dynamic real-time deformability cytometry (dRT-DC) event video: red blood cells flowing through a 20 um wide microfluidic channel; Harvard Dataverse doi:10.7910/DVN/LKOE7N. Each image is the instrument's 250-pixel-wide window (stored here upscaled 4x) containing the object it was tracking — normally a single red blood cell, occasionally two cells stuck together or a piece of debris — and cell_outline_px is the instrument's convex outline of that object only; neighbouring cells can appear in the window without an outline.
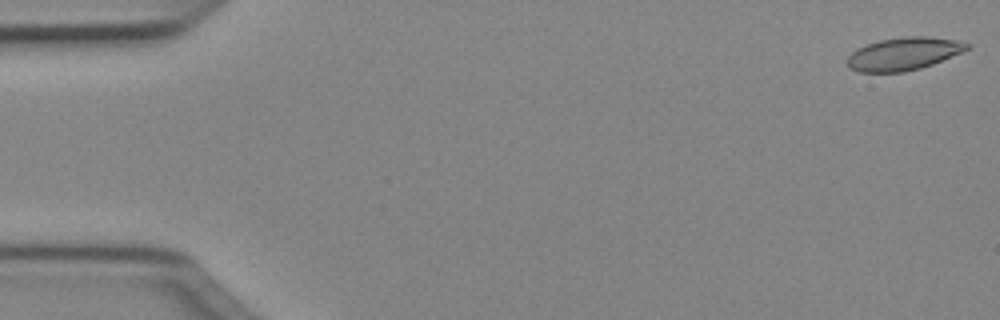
{"species": "Egyptian fruit bat (a non-hibernating species)", "species_latin": "Rousettus aegyptiacus", "temperature_condition": "cold", "stored_images_in_passage": 9, "camera_frame_rate_fps": 3000, "um_per_image_px": 0.085, "animal": {"sex": "female"}, "frame": {"image": 1, "passage_image": 1, "time_ms": 0.0, "image_size_px": [1000, 320], "cell_outline_px": [[968, 48], [960, 52], [932, 64], [920, 68], [904, 72], [860, 72], [848, 68], [848, 56], [856, 48], [880, 40], [908, 36], [924, 36], [956, 40], [968, 44]], "centroid_in_image_um": [76.75, 4.58], "position_along_channel_um": 8.3, "area_um2": 22.48}}